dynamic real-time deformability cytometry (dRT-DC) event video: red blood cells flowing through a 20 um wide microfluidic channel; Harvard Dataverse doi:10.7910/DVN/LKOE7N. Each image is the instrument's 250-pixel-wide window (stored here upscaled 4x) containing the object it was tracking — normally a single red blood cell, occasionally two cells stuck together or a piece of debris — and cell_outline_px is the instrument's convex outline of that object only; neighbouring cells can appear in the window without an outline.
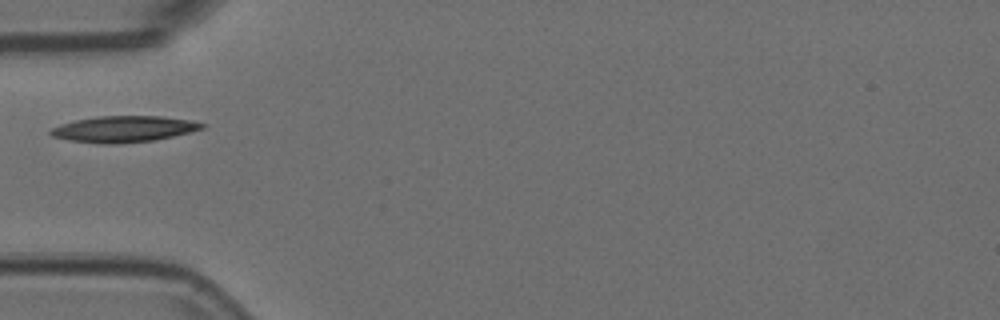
{"species": "Egyptian fruit bat (a non-hibernating species)", "species_latin": "Rousettus aegyptiacus", "temperature_condition": "room temperature", "stored_images_in_passage": 4, "camera_frame_rate_fps": 3000, "um_per_image_px": 0.085, "animal": {"sex": "female"}, "frame": {"image": 1, "passage_image": 3, "time_ms": 0.667, "image_size_px": [1000, 320], "cell_outline_px": [[208, 124], [204, 128], [192, 132], [152, 140], [112, 144], [100, 144], [68, 140], [52, 136], [48, 132], [52, 128], [60, 124], [76, 120], [96, 116], [160, 116], [192, 120]], "centroid_in_image_um": [10.53, 10.96], "position_along_channel_um": 74.5, "area_um2": 23.18}}
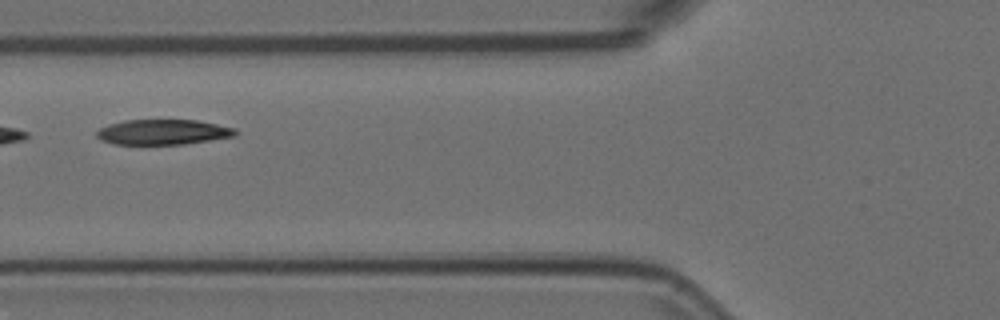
{"frame": {"image": 2, "passage_image": 4, "time_ms": 1.0, "image_size_px": [1000, 320], "cell_outline_px": [[236, 136], [184, 144], [112, 144], [100, 140], [96, 136], [96, 132], [100, 128], [108, 124], [124, 120], [196, 120], [236, 128]], "centroid_in_image_um": [13.82, 11.22], "position_along_channel_um": 112.0, "area_um2": 20.4}}